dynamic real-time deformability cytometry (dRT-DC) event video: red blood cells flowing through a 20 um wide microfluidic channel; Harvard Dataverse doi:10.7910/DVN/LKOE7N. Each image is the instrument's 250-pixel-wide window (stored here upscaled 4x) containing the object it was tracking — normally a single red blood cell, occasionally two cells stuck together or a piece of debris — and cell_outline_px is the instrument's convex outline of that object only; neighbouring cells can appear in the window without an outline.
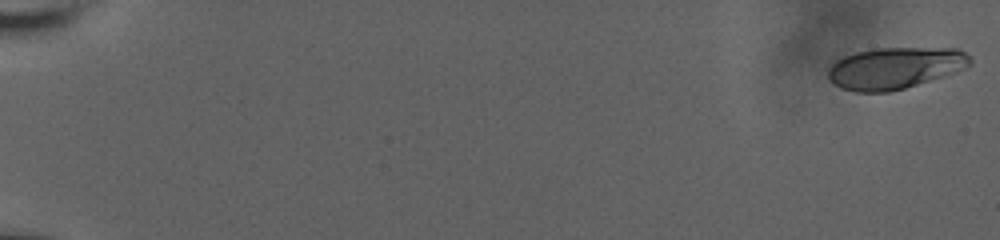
{"species": "human", "species_latin": "Homo sapiens", "temperature_condition": "room temperature", "stored_images_in_passage": 59, "camera_frame_rate_fps": 3000, "um_per_image_px": 0.085, "donor": {"sex": "male"}, "frame": {"image": 1, "passage_image": 1, "time_ms": 0.0, "image_size_px": [1000, 240], "cell_outline_px": [[972, 64], [964, 68], [904, 88], [888, 92], [856, 92], [840, 88], [828, 80], [828, 68], [836, 60], [844, 56], [856, 52], [876, 48], [956, 48], [964, 52], [972, 60]], "centroid_in_image_um": [76.01, 5.78], "position_along_channel_um": 9.0, "area_um2": 34.16}}
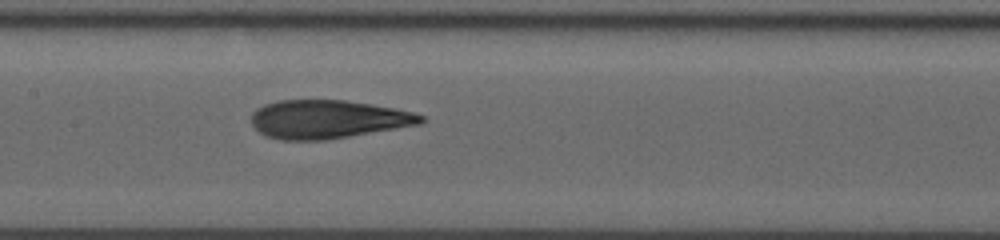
{"frame": {"image": 2, "passage_image": 32, "time_ms": 10.333, "image_size_px": [1000, 240], "cell_outline_px": [[424, 120], [420, 124], [324, 140], [280, 140], [264, 136], [252, 124], [252, 112], [256, 108], [264, 104], [280, 100], [344, 100], [396, 108], [412, 112], [424, 116]], "centroid_in_image_um": [27.82, 10.13], "position_along_channel_um": 179.6, "area_um2": 37.8}}
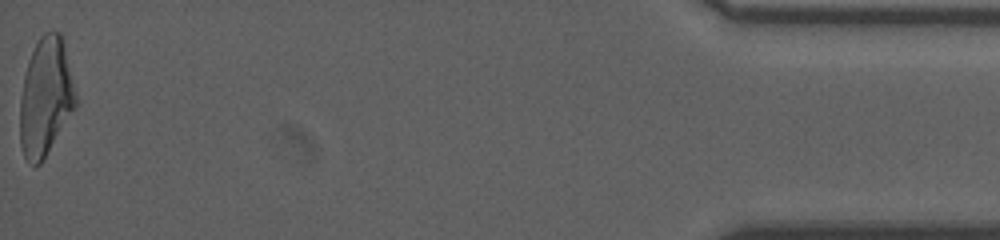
{"frame": {"image": 3, "passage_image": 59, "time_ms": 19.333, "image_size_px": [1000, 240], "cell_outline_px": [[76, 108], [40, 164], [32, 164], [24, 156], [20, 144], [20, 100], [24, 76], [28, 60], [40, 36], [44, 32], [60, 32], [76, 92]], "centroid_in_image_um": [3.87, 8.26], "position_along_channel_um": 431.3, "area_um2": 37.92}, "authors_computed_cell_mechanics": {"area_um2": 37.6278, "velocity_mm_per_s": 3.7521, "shape_relaxation_time_tau1_ms": 5.7141, "shape_relaxation_time_tau2_ms": 1.3783, "deformation_change_tau1": 0.194, "deformation_change_tau2": 0.0911}}